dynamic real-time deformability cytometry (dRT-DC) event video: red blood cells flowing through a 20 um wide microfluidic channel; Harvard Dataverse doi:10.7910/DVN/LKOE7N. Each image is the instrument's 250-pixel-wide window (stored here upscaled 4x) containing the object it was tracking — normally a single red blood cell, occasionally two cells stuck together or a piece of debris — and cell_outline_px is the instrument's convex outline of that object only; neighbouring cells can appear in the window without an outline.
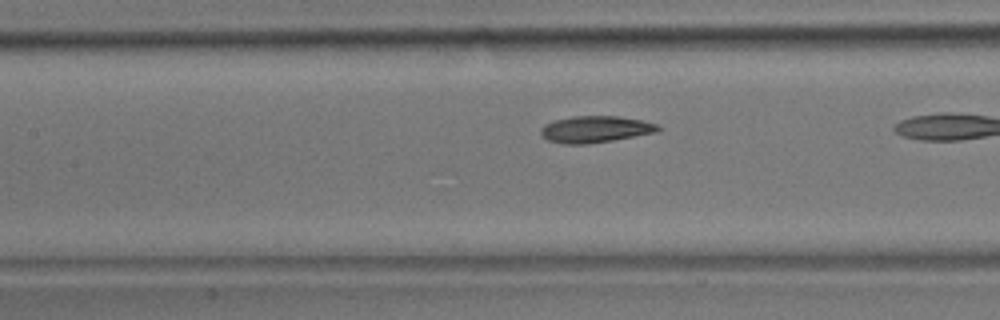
{"species": "common noctule bat (a hibernating species)", "species_latin": "Nyctalus noctula", "temperature_condition": "room temperature", "stored_images_in_passage": 9, "camera_frame_rate_fps": 3000, "um_per_image_px": 0.085, "animal": {"sex": "male", "body_mass_g": 17.9}, "frame": {"image": 1, "passage_image": 8, "time_ms": 2.333, "image_size_px": [1000, 320], "cell_outline_px": [[660, 128], [656, 132], [612, 140], [584, 144], [564, 144], [548, 140], [540, 132], [540, 128], [544, 124], [556, 120], [572, 116], [616, 116], [640, 120], [656, 124]], "centroid_in_image_um": [50.56, 10.98], "position_along_channel_um": 156.8, "area_um2": 17.86}}